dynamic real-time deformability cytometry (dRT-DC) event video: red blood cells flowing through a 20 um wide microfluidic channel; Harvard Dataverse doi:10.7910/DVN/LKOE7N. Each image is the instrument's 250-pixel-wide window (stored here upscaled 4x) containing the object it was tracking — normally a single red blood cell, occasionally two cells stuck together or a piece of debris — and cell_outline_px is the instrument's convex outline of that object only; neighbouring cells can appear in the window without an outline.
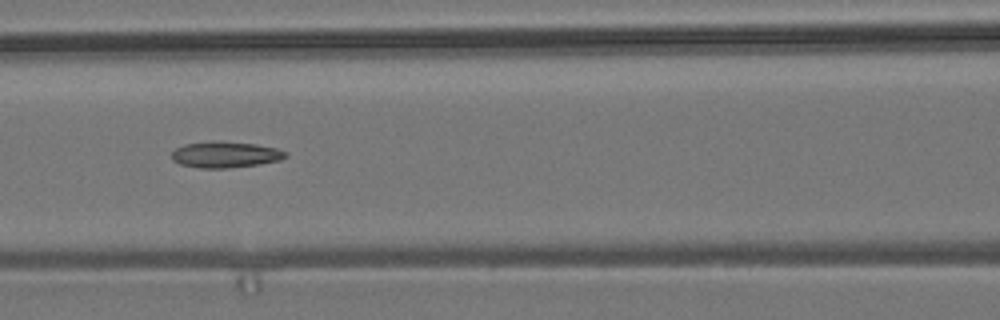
{"species": "common noctule bat (a hibernating species)", "species_latin": "Nyctalus noctula", "temperature_condition": "room temperature", "stored_images_in_passage": 11, "camera_frame_rate_fps": 3000, "um_per_image_px": 0.085, "animal": {"sex": "male", "body_mass_g": 19.2, "forearm_length_mm": 51.8}, "frame": {"image": 1, "passage_image": 7, "time_ms": 7.667, "image_size_px": [1000, 320], "cell_outline_px": [[288, 156], [280, 160], [256, 164], [228, 168], [200, 168], [180, 164], [172, 160], [172, 152], [176, 148], [184, 144], [212, 140], [224, 140], [256, 144], [276, 148], [288, 152]], "centroid_in_image_um": [19.14, 13.12], "position_along_channel_um": 147.5, "area_um2": 17.57}}
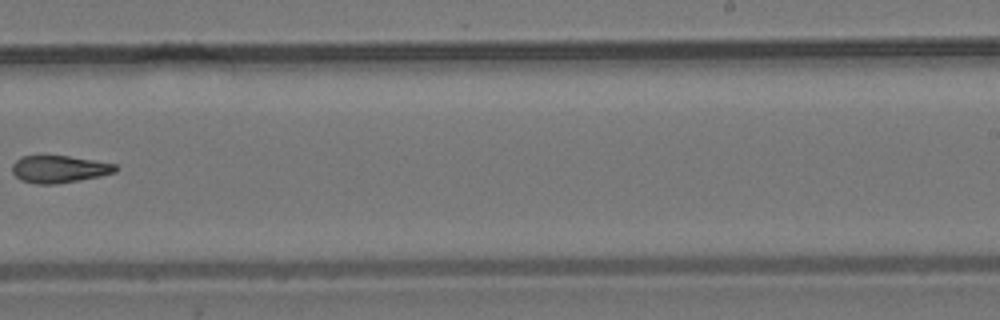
{"frame": {"image": 2, "passage_image": 10, "time_ms": 11.333, "image_size_px": [1000, 320], "cell_outline_px": [[116, 172], [100, 176], [80, 180], [56, 184], [36, 184], [20, 180], [12, 172], [12, 164], [20, 156], [68, 156], [116, 164]], "centroid_in_image_um": [5.0, 14.38], "position_along_channel_um": 284.0, "area_um2": 16.36}}
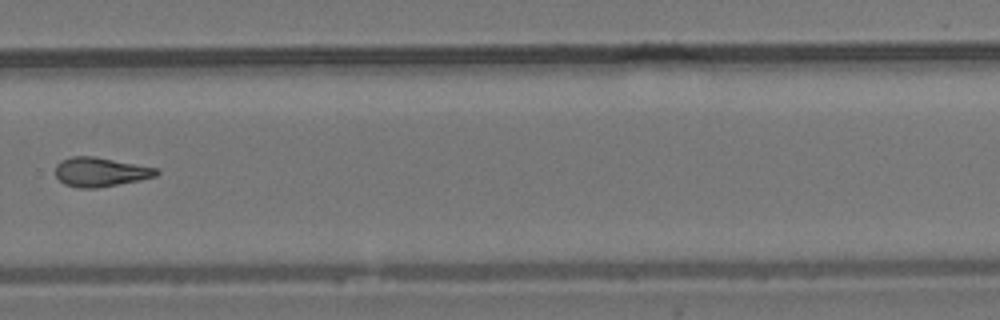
{"frame": {"image": 3, "passage_image": 11, "time_ms": 12.333, "image_size_px": [1000, 320], "cell_outline_px": [[160, 172], [156, 176], [140, 180], [96, 188], [80, 188], [64, 184], [56, 176], [56, 164], [60, 160], [72, 156], [96, 156], [156, 168]], "centroid_in_image_um": [8.51, 14.61], "position_along_channel_um": 321.3, "area_um2": 17.17}}